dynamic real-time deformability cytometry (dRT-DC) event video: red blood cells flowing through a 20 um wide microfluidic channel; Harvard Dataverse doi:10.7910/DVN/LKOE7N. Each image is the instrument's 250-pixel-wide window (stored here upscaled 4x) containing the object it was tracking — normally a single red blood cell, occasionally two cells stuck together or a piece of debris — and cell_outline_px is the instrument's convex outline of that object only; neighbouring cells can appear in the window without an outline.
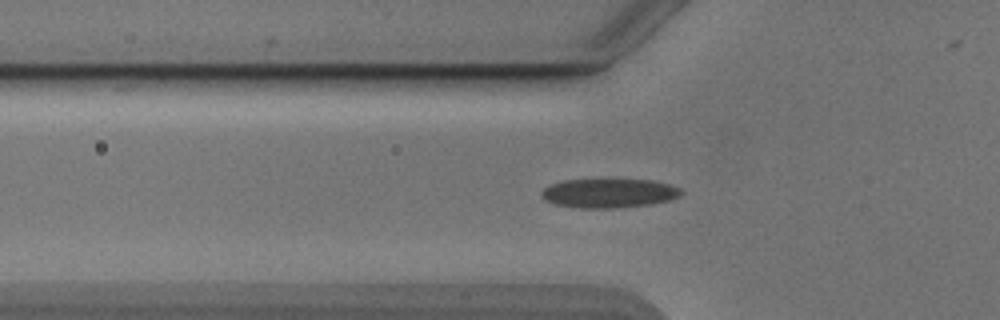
{"species": "Egyptian fruit bat (a non-hibernating species)", "species_latin": "Rousettus aegyptiacus", "temperature_condition": "cold", "stored_images_in_passage": 47, "camera_frame_rate_fps": 3000, "um_per_image_px": 0.085, "animal": {"sex": "male"}, "frame": {"image": 1, "passage_image": 17, "time_ms": 5.333, "image_size_px": [1000, 320], "cell_outline_px": [[684, 192], [680, 196], [668, 200], [652, 204], [616, 208], [576, 208], [556, 204], [544, 200], [540, 196], [540, 192], [548, 184], [564, 180], [652, 180], [672, 184], [680, 188]], "centroid_in_image_um": [51.75, 16.42], "position_along_channel_um": 74.1, "area_um2": 23.93}}
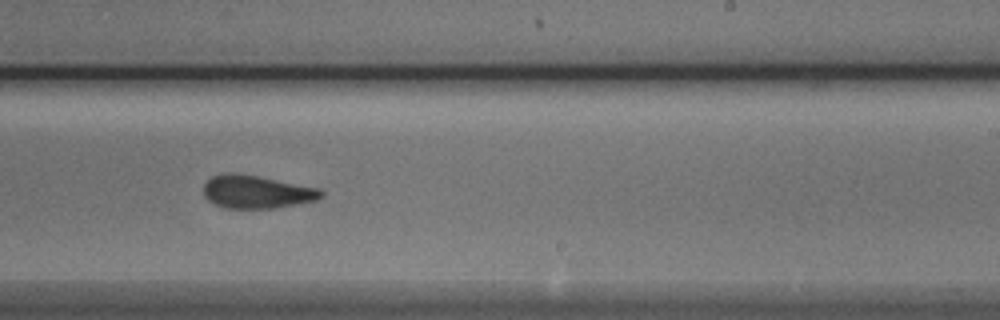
{"frame": {"image": 2, "passage_image": 32, "time_ms": 10.333, "image_size_px": [1000, 320], "cell_outline_px": [[324, 196], [316, 200], [276, 208], [224, 208], [208, 200], [204, 196], [204, 184], [212, 176], [228, 172], [232, 172], [256, 176], [320, 188], [324, 192]], "centroid_in_image_um": [21.82, 16.31], "position_along_channel_um": 267.2, "area_um2": 22.54}}
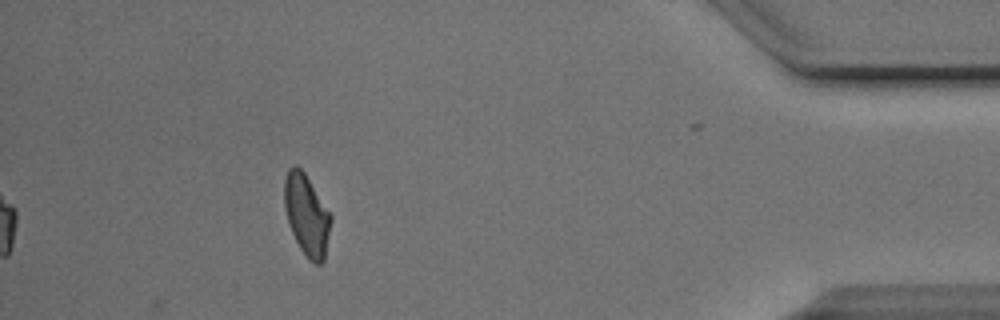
{"frame": {"image": 3, "passage_image": 47, "time_ms": 15.333, "image_size_px": [1000, 320], "cell_outline_px": [[332, 220], [324, 260], [320, 264], [312, 264], [308, 260], [300, 248], [288, 224], [284, 208], [284, 180], [288, 168], [296, 164], [304, 172], [332, 216]], "centroid_in_image_um": [26.06, 18.28], "position_along_channel_um": 409.1, "area_um2": 22.08}, "authors_computed_cell_mechanics": {"area_um2": 23.3512, "velocity_mm_per_s": 3.8631, "shape_relaxation_time_tau1_ms": 5.32, "shape_relaxation_time_tau2_ms": 1.5433, "deformation_change_tau1": 0.1361, "deformation_change_tau2": 0.0716}}